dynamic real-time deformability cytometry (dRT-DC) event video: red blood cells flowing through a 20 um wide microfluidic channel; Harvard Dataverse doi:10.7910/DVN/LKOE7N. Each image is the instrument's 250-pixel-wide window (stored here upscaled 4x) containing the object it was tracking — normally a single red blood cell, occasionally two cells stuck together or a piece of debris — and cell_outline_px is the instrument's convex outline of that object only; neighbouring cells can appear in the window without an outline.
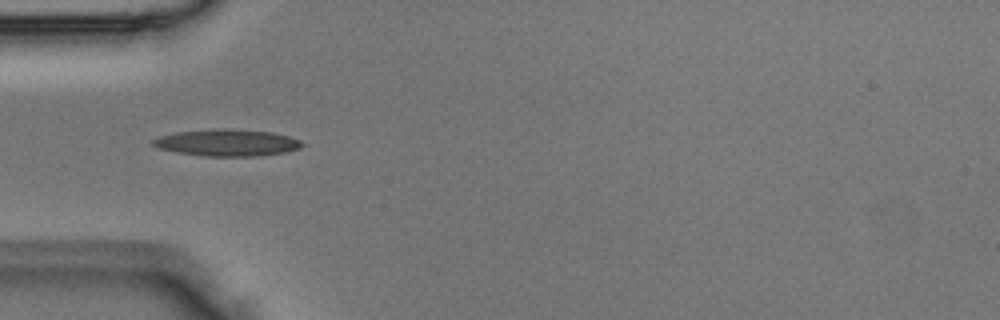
{"species": "Egyptian fruit bat (a non-hibernating species)", "species_latin": "Rousettus aegyptiacus", "temperature_condition": "room temperature", "stored_images_in_passage": 5, "camera_frame_rate_fps": 3000, "um_per_image_px": 0.085, "animal": {"sex": "male"}, "frame": {"image": 1, "passage_image": 4, "time_ms": 1.0, "image_size_px": [1000, 320], "cell_outline_px": [[304, 144], [300, 148], [284, 152], [260, 156], [204, 156], [176, 152], [160, 148], [152, 144], [152, 140], [160, 136], [176, 132], [212, 128], [228, 128], [272, 132], [288, 136], [300, 140]], "centroid_in_image_um": [19.31, 12.12], "position_along_channel_um": 65.7, "area_um2": 23.35}}
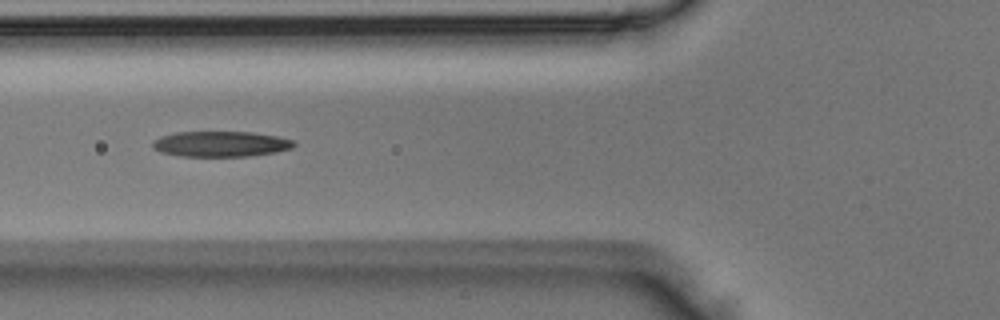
{"frame": {"image": 2, "passage_image": 5, "time_ms": 1.333, "image_size_px": [1000, 320], "cell_outline_px": [[296, 144], [292, 148], [276, 152], [248, 156], [180, 156], [160, 152], [152, 148], [152, 140], [160, 136], [176, 132], [252, 132], [276, 136], [292, 140]], "centroid_in_image_um": [18.72, 12.24], "position_along_channel_um": 107.1, "area_um2": 21.04}}